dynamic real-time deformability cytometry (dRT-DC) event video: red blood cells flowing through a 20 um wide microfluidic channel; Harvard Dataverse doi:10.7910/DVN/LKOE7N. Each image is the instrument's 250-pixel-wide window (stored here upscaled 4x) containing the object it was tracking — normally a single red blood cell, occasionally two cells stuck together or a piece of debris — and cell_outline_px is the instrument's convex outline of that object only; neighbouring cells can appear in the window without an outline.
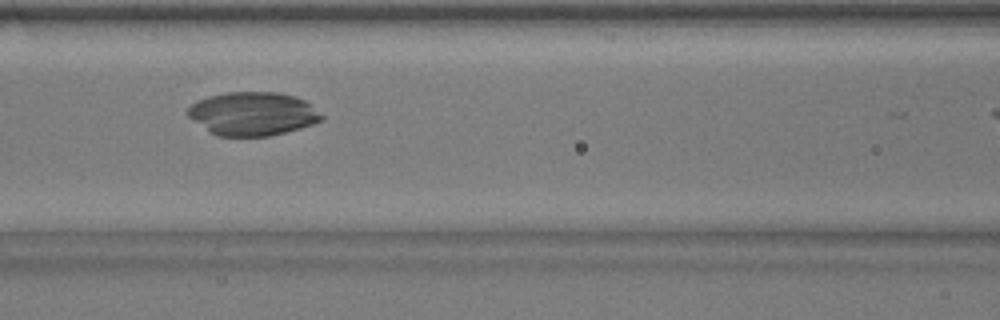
{"species": "common noctule bat (a hibernating species)", "species_latin": "Nyctalus noctula", "temperature_condition": "warm", "stored_images_in_passage": 16, "camera_frame_rate_fps": 3000, "um_per_image_px": 0.085, "animal": {"sex": "male", "body_mass_g": 17.9}, "frame": {"image": 1, "passage_image": 10, "time_ms": 3.0, "image_size_px": [1000, 320], "cell_outline_px": [[324, 120], [300, 128], [268, 136], [216, 136], [188, 116], [188, 108], [196, 100], [208, 96], [228, 92], [276, 92], [292, 96], [304, 100], [324, 116]], "centroid_in_image_um": [21.47, 9.67], "position_along_channel_um": 145.1, "area_um2": 33.64}}